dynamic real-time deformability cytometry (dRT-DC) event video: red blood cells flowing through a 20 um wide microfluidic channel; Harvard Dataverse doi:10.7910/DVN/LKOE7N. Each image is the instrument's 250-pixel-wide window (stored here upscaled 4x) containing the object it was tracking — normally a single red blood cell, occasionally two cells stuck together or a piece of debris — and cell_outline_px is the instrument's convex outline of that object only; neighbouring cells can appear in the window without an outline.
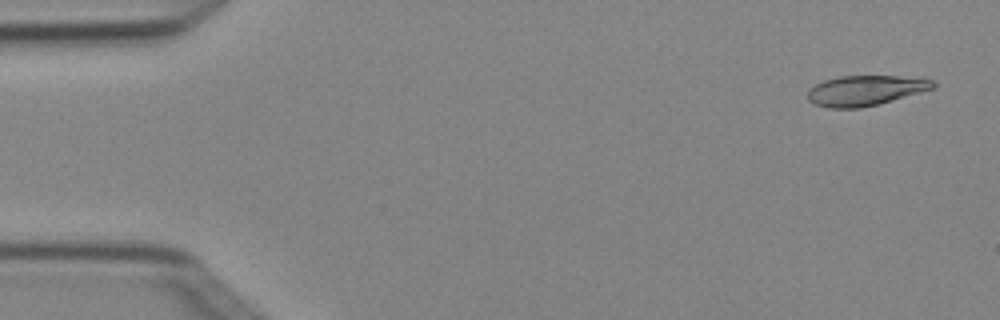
{"species": "Egyptian fruit bat (a non-hibernating species)", "species_latin": "Rousettus aegyptiacus", "temperature_condition": "cold", "stored_images_in_passage": 4, "camera_frame_rate_fps": 3000, "um_per_image_px": 0.085, "animal": {"sex": "female"}, "frame": {"image": 1, "passage_image": 1, "time_ms": 0.0, "image_size_px": [1000, 320], "cell_outline_px": [[936, 88], [880, 104], [860, 108], [828, 108], [816, 104], [808, 100], [808, 88], [824, 80], [840, 76], [924, 76], [932, 80], [936, 84]], "centroid_in_image_um": [73.63, 7.68], "position_along_channel_um": 11.4, "area_um2": 22.48}}
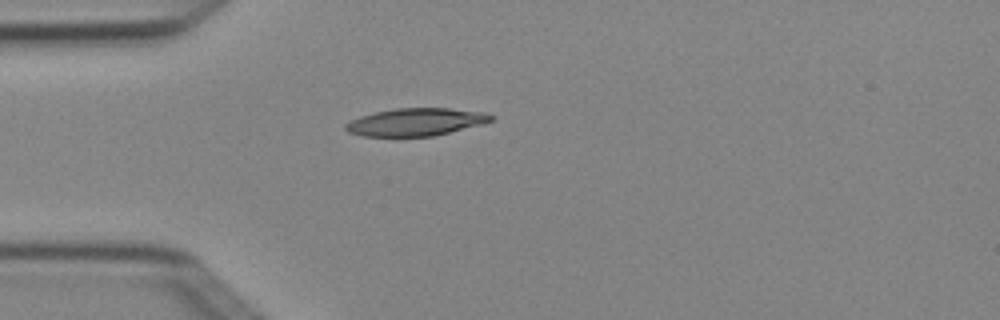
{"frame": {"image": 2, "passage_image": 4, "time_ms": 1.0, "image_size_px": [1000, 320], "cell_outline_px": [[496, 116], [492, 120], [484, 124], [432, 136], [360, 136], [348, 132], [344, 128], [344, 124], [360, 116], [376, 112], [396, 108], [448, 108], [488, 112]], "centroid_in_image_um": [35.38, 10.36], "position_along_channel_um": 49.6, "area_um2": 23.52}}